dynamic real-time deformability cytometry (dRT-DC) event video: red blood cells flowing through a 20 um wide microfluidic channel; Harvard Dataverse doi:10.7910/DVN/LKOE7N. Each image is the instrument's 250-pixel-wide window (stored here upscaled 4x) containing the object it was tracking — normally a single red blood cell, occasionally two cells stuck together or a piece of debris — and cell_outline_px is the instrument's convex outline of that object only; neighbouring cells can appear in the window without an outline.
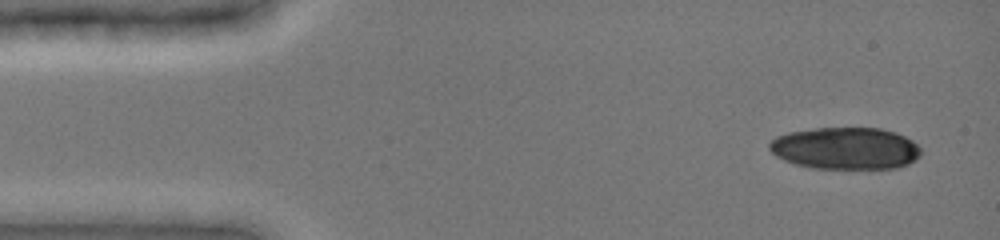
{"species": "common noctule bat (a hibernating species)", "species_latin": "Nyctalus noctula", "temperature_condition": "cold", "stored_images_in_passage": 6, "camera_frame_rate_fps": 3000, "um_per_image_px": 0.085, "animal": {"sex": "female", "body_mass_g": 19.0, "forearm_length_mm": 51.5}, "frame": {"image": 1, "passage_image": 2, "time_ms": 0.667, "image_size_px": [1000, 240], "cell_outline_px": [[920, 156], [916, 160], [908, 164], [896, 168], [812, 168], [796, 164], [784, 160], [776, 156], [768, 148], [768, 144], [776, 136], [788, 132], [816, 128], [880, 128], [896, 132], [912, 140], [920, 148]], "centroid_in_image_um": [71.86, 12.6], "position_along_channel_um": 13.1, "area_um2": 37.17}}